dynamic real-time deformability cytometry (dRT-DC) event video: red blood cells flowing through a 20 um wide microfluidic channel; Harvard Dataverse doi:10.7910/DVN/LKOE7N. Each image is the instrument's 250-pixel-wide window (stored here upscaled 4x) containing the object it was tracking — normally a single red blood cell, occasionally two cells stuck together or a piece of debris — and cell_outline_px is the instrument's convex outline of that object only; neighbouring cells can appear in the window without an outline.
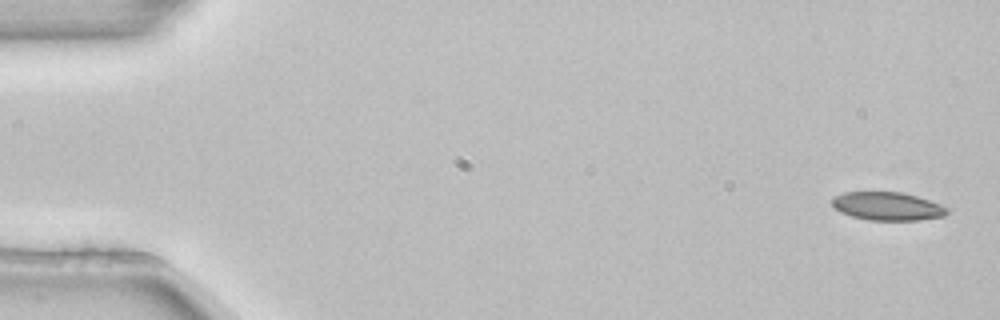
{"species": "common noctule bat (a hibernating species)", "species_latin": "Nyctalus noctula", "temperature_condition": "room temperature", "stored_images_in_passage": 4, "camera_frame_rate_fps": 3000, "um_per_image_px": 0.085, "animal": {"sex": "female", "body_mass_g": 22.7, "forearm_length_mm": 54.2}, "frame": {"image": 1, "passage_image": 1, "time_ms": 0.0, "image_size_px": [1000, 320], "cell_outline_px": [[948, 212], [944, 216], [920, 220], [868, 220], [852, 216], [840, 212], [832, 204], [832, 196], [844, 192], [904, 192], [940, 204], [948, 208]], "centroid_in_image_um": [75.42, 17.52], "position_along_channel_um": 9.6, "area_um2": 18.96}}
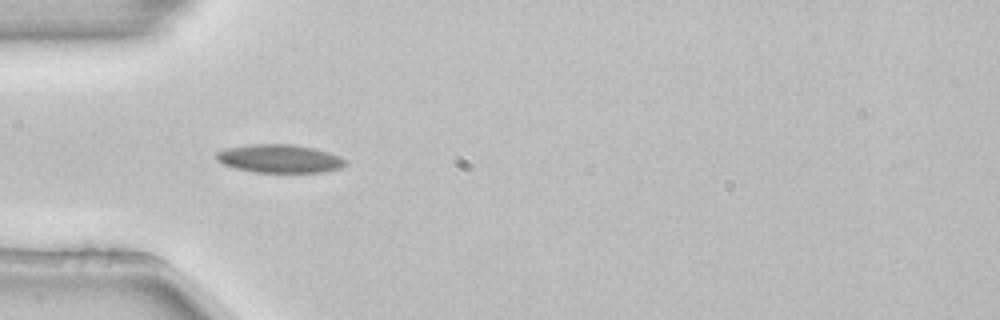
{"frame": {"image": 2, "passage_image": 4, "time_ms": 1.0, "image_size_px": [1000, 320], "cell_outline_px": [[344, 164], [340, 168], [320, 172], [256, 172], [236, 168], [224, 164], [216, 160], [216, 152], [224, 148], [252, 144], [292, 144], [316, 148], [340, 156], [344, 160]], "centroid_in_image_um": [23.73, 13.47], "position_along_channel_um": 61.3, "area_um2": 21.15}}